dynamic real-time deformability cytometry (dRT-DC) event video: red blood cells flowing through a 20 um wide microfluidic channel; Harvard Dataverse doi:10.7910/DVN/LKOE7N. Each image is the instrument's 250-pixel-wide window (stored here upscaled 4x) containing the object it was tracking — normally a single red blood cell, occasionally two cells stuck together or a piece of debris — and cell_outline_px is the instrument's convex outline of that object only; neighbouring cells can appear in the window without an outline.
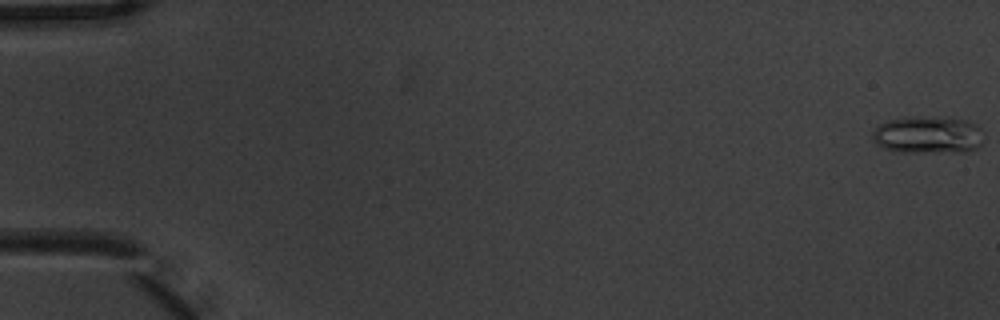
{"species": "common noctule bat (a hibernating species)", "species_latin": "Nyctalus noctula", "temperature_condition": "warm", "stored_images_in_passage": 5, "camera_frame_rate_fps": 3000, "um_per_image_px": 0.085, "animal": {"sex": "male", "body_mass_g": 20.1, "forearm_length_mm": 53.5}, "frame": {"image": 1, "passage_image": 1, "time_ms": 0.0, "image_size_px": [1000, 320], "cell_outline_px": [[980, 144], [976, 148], [968, 152], [900, 152], [884, 148], [876, 144], [872, 140], [872, 132], [880, 124], [888, 120], [920, 116], [948, 116], [968, 120], [976, 124], [980, 128]], "centroid_in_image_um": [78.87, 11.45], "position_along_channel_um": 6.1, "area_um2": 24.51}}